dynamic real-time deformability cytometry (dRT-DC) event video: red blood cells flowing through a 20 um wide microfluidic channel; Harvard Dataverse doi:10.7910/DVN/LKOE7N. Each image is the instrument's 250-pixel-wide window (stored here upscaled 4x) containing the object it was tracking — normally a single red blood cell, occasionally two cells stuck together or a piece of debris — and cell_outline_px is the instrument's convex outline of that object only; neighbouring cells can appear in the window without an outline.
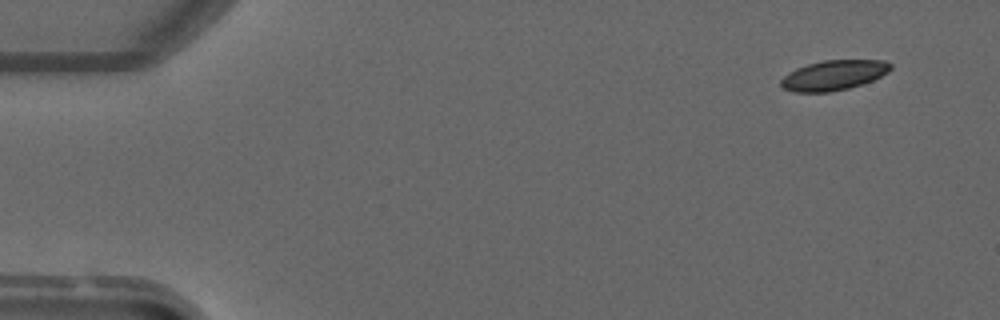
{"species": "common noctule bat (a hibernating species)", "species_latin": "Nyctalus noctula", "temperature_condition": "warm", "stored_images_in_passage": 4, "camera_frame_rate_fps": 3000, "um_per_image_px": 0.085, "animal": {"sex": "male", "forearm_length_mm": 52.5}, "frame": {"image": 1, "passage_image": 1, "time_ms": 0.0, "image_size_px": [1000, 320], "cell_outline_px": [[892, 68], [888, 72], [872, 80], [848, 88], [828, 92], [792, 92], [784, 88], [780, 84], [780, 80], [788, 72], [796, 68], [808, 64], [824, 60], [884, 60], [892, 64]], "centroid_in_image_um": [70.84, 6.39], "position_along_channel_um": 14.2, "area_um2": 19.07}}
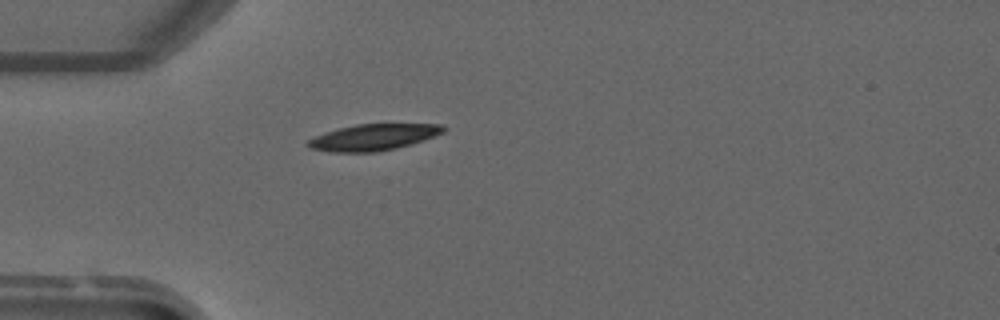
{"frame": {"image": 2, "passage_image": 4, "time_ms": 3.333, "image_size_px": [1000, 320], "cell_outline_px": [[448, 128], [444, 132], [424, 140], [396, 148], [376, 152], [332, 152], [312, 148], [304, 144], [308, 140], [324, 132], [356, 124], [444, 124]], "centroid_in_image_um": [31.76, 11.66], "position_along_channel_um": 53.2, "area_um2": 20.75}}